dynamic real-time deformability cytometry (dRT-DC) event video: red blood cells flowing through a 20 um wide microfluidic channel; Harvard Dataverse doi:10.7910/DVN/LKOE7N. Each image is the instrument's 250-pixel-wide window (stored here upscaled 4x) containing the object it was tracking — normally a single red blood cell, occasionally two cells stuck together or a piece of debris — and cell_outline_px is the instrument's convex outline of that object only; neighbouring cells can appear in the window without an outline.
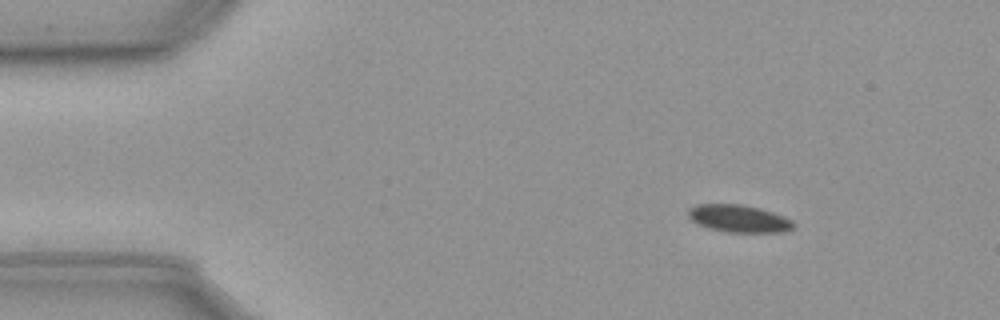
{"species": "common noctule bat (a hibernating species)", "species_latin": "Nyctalus noctula", "temperature_condition": "cold", "stored_images_in_passage": 47, "camera_frame_rate_fps": 3000, "um_per_image_px": 0.085, "animal": {"sex": "male", "body_mass_g": 23.1, "forearm_length_mm": 52.7}, "frame": {"image": 1, "passage_image": 1, "time_ms": 0.0, "image_size_px": [1000, 320], "cell_outline_px": [[796, 224], [792, 228], [784, 232], [728, 232], [708, 228], [696, 224], [688, 216], [688, 208], [696, 204], [744, 204], [760, 208], [784, 216], [792, 220]], "centroid_in_image_um": [62.79, 18.57], "position_along_channel_um": 22.2, "area_um2": 16.99}}
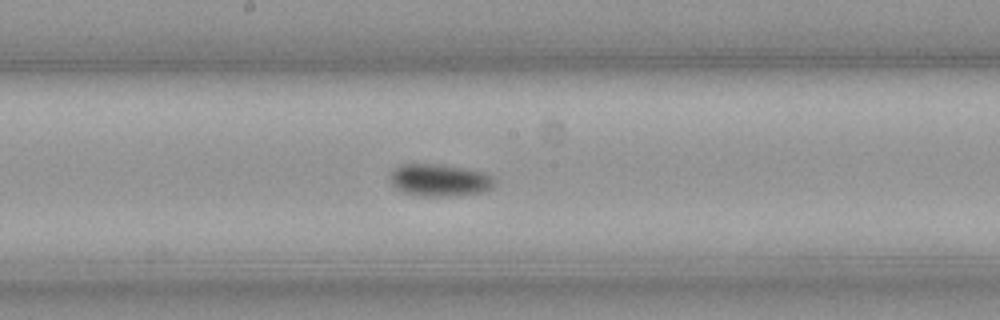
{"frame": {"image": 2, "passage_image": 23, "time_ms": 7.333, "image_size_px": [1000, 320], "cell_outline_px": [[496, 184], [492, 188], [484, 192], [452, 196], [420, 196], [400, 192], [392, 184], [388, 176], [400, 164], [436, 164], [464, 168], [484, 172], [492, 176], [496, 180]], "centroid_in_image_um": [37.38, 15.32], "position_along_channel_um": 210.8, "area_um2": 19.88}}
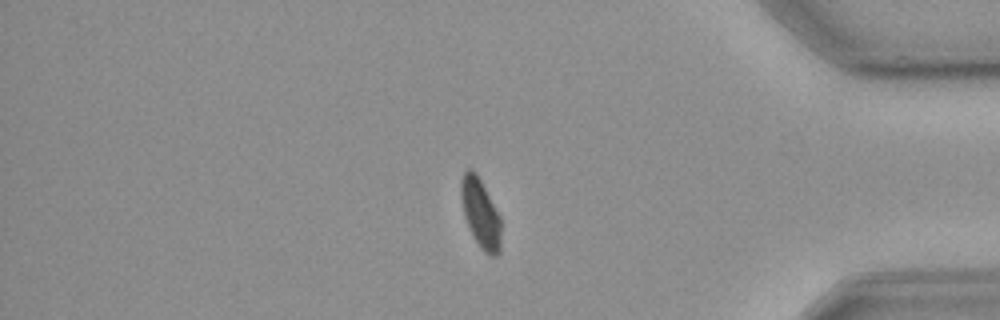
{"frame": {"image": 3, "passage_image": 41, "time_ms": 13.333, "image_size_px": [1000, 320], "cell_outline_px": [[500, 252], [496, 256], [492, 256], [484, 252], [480, 248], [464, 216], [460, 192], [460, 180], [464, 172], [468, 168], [472, 168], [476, 172], [500, 216]], "centroid_in_image_um": [40.83, 18.1], "position_along_channel_um": 394.4, "area_um2": 15.95}}